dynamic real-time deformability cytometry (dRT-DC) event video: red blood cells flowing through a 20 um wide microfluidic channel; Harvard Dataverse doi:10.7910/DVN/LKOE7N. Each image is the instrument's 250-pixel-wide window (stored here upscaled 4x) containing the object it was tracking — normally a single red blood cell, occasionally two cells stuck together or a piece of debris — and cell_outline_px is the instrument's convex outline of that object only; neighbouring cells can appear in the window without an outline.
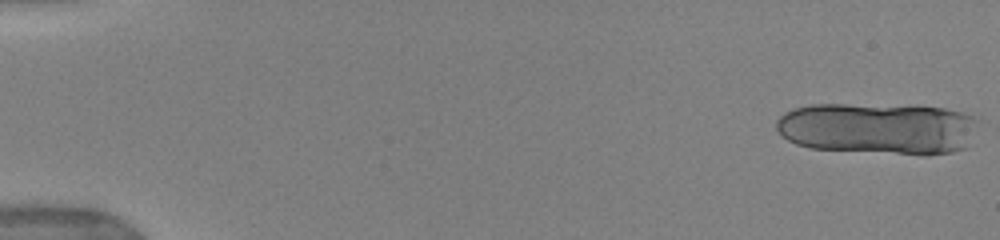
{"species": "human", "species_latin": "Homo sapiens", "temperature_condition": "warm", "stored_images_in_passage": 13, "camera_frame_rate_fps": 3000, "um_per_image_px": 0.085, "donor": {"sex": "female"}, "frame": {"image": 1, "passage_image": 1, "time_ms": 0.0, "image_size_px": [1000, 240], "cell_outline_px": [[976, 120], [968, 148], [952, 152], [928, 156], [924, 156], [812, 148], [796, 144], [788, 140], [776, 128], [776, 120], [784, 112], [796, 108], [812, 104], [844, 104], [944, 108], [960, 112], [972, 116]], "centroid_in_image_um": [74.63, 10.94], "position_along_channel_um": 10.4, "area_um2": 60.86}}